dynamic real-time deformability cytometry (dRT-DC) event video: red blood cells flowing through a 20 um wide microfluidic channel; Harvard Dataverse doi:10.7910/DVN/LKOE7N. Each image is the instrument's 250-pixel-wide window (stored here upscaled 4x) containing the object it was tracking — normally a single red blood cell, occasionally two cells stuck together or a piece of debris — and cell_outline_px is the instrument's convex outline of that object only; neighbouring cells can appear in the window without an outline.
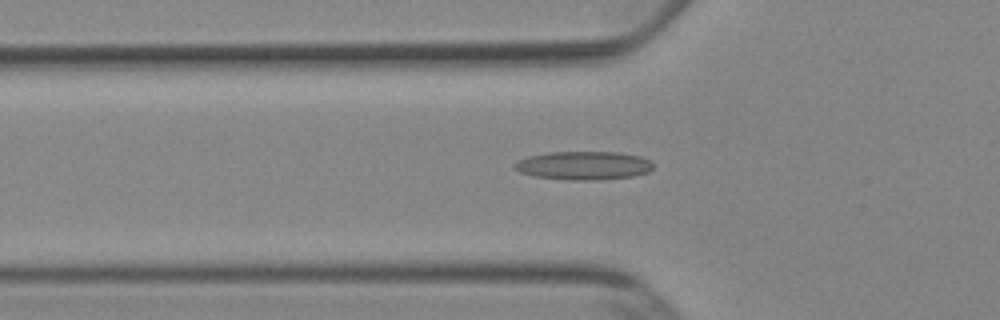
{"species": "Egyptian fruit bat (a non-hibernating species)", "species_latin": "Rousettus aegyptiacus", "temperature_condition": "cold", "stored_images_in_passage": 32, "camera_frame_rate_fps": 3000, "um_per_image_px": 0.085, "animal": {"sex": "female"}, "frame": {"image": 1, "passage_image": 2, "time_ms": 0.333, "image_size_px": [1000, 320], "cell_outline_px": [[652, 168], [648, 172], [632, 176], [600, 180], [568, 180], [532, 176], [520, 172], [512, 168], [512, 164], [516, 160], [528, 156], [548, 152], [620, 152], [640, 156], [652, 160]], "centroid_in_image_um": [49.56, 14.07], "position_along_channel_um": 76.2, "area_um2": 23.35}}
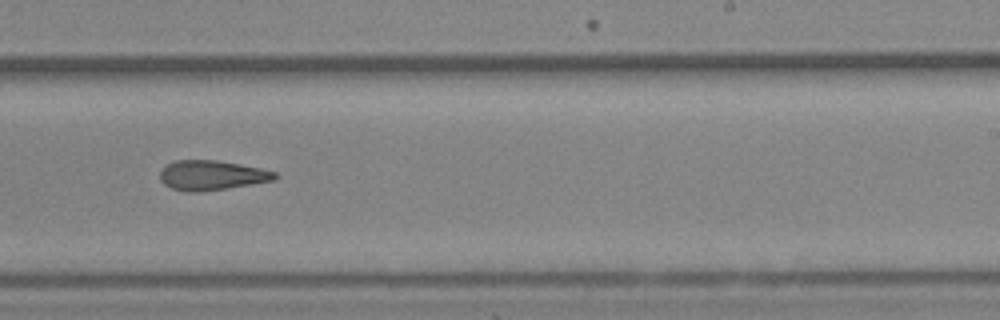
{"frame": {"image": 2, "passage_image": 17, "time_ms": 5.333, "image_size_px": [1000, 320], "cell_outline_px": [[280, 176], [272, 180], [252, 184], [228, 188], [200, 192], [184, 192], [172, 188], [164, 184], [160, 180], [160, 172], [168, 164], [176, 160], [216, 160], [260, 168], [276, 172]], "centroid_in_image_um": [17.99, 14.91], "position_along_channel_um": 271.0, "area_um2": 19.83}}
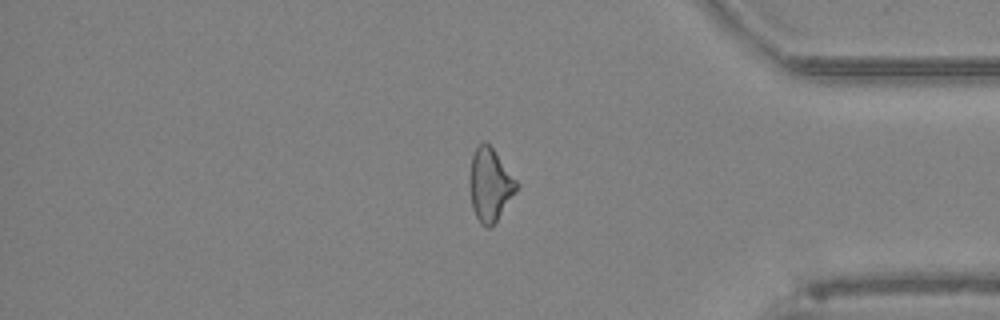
{"frame": {"image": 3, "passage_image": 28, "time_ms": 9.0, "image_size_px": [1000, 320], "cell_outline_px": [[520, 184], [516, 192], [496, 220], [488, 228], [484, 228], [480, 224], [472, 208], [468, 188], [468, 180], [472, 152], [484, 140], [492, 148]], "centroid_in_image_um": [41.61, 15.7], "position_along_channel_um": 393.6, "area_um2": 20.11}, "authors_computed_cell_mechanics": {"area_um2": 20.1144, "velocity_mm_per_s": 3.9136, "shape_relaxation_time_tau1_ms": null, "shape_relaxation_time_tau2_ms": 5.969, "deformation_change_tau1": null, "deformation_change_tau2": 0.193}}